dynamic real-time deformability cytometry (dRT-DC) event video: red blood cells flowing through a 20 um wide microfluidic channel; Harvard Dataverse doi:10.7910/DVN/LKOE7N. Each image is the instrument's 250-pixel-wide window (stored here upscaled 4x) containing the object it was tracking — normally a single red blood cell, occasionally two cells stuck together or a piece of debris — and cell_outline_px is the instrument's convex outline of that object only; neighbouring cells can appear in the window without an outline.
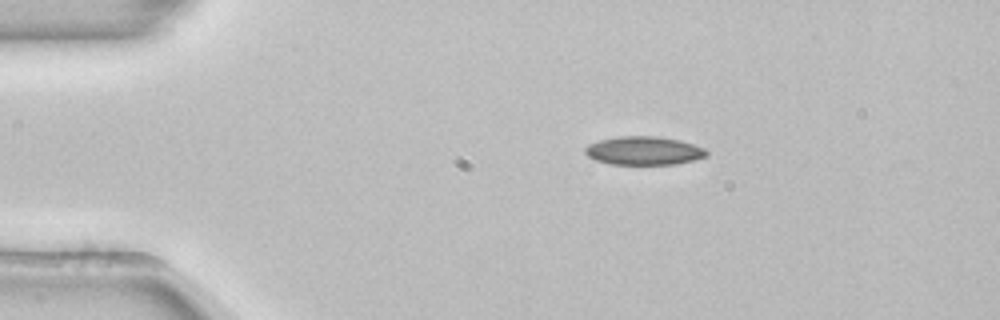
{"species": "common noctule bat (a hibernating species)", "species_latin": "Nyctalus noctula", "temperature_condition": "room temperature", "stored_images_in_passage": 25, "camera_frame_rate_fps": 3000, "um_per_image_px": 0.085, "animal": {"sex": "female", "body_mass_g": 22.7, "forearm_length_mm": 54.2}, "frame": {"image": 1, "passage_image": 1, "time_ms": 0.0, "image_size_px": [1000, 320], "cell_outline_px": [[708, 156], [676, 164], [608, 164], [596, 160], [588, 156], [584, 152], [584, 148], [588, 144], [600, 140], [620, 136], [656, 136], [680, 140], [704, 148], [708, 152]], "centroid_in_image_um": [54.71, 12.81], "position_along_channel_um": 30.3, "area_um2": 20.11}}
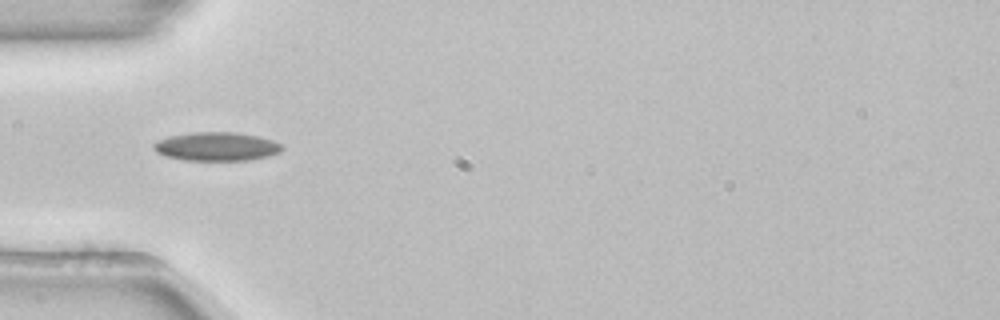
{"frame": {"image": 2, "passage_image": 8, "time_ms": 2.333, "image_size_px": [1000, 320], "cell_outline_px": [[284, 148], [280, 152], [268, 156], [248, 160], [184, 160], [164, 156], [156, 152], [152, 148], [152, 144], [160, 140], [172, 136], [192, 132], [236, 132], [260, 136], [284, 144]], "centroid_in_image_um": [18.44, 12.45], "position_along_channel_um": 66.6, "area_um2": 21.56}}